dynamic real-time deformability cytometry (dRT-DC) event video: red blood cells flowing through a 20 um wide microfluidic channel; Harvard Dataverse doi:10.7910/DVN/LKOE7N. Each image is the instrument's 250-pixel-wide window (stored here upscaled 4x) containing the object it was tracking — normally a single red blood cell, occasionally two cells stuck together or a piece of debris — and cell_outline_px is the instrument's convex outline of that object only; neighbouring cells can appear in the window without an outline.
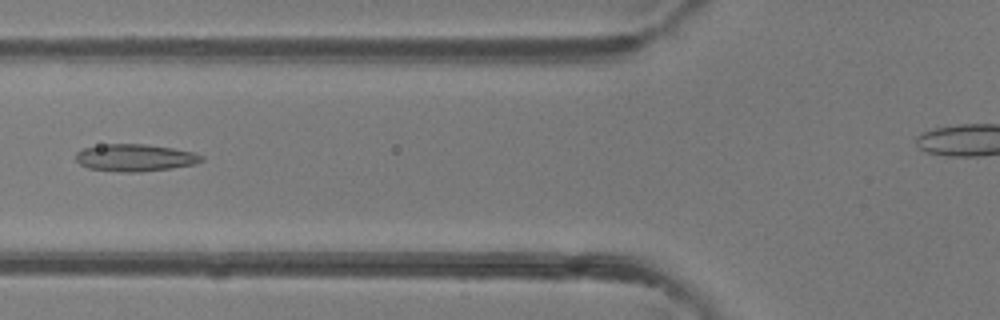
{"species": "common noctule bat (a hibernating species)", "species_latin": "Nyctalus noctula", "temperature_condition": "room temperature", "stored_images_in_passage": 31, "camera_frame_rate_fps": 3000, "um_per_image_px": 0.085, "animal": {"sex": "female"}, "frame": {"image": 1, "passage_image": 7, "time_ms": 2.0, "image_size_px": [1000, 320], "cell_outline_px": [[204, 160], [196, 164], [172, 168], [140, 172], [120, 172], [88, 168], [80, 164], [76, 160], [76, 152], [84, 148], [108, 144], [144, 144], [172, 148], [196, 152], [204, 156]], "centroid_in_image_um": [11.52, 13.41], "position_along_channel_um": 114.3, "area_um2": 20.0}}
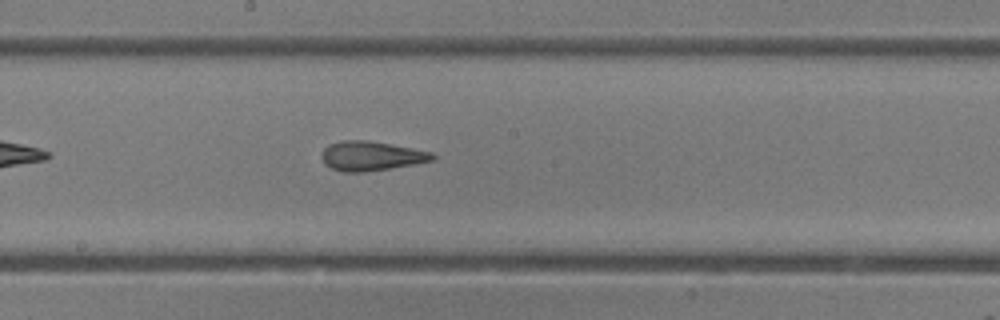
{"frame": {"image": 2, "passage_image": 14, "time_ms": 4.333, "image_size_px": [1000, 320], "cell_outline_px": [[436, 160], [416, 164], [364, 172], [344, 172], [332, 168], [324, 164], [320, 156], [324, 148], [328, 144], [340, 140], [364, 140], [388, 144], [432, 152], [436, 156]], "centroid_in_image_um": [31.53, 13.26], "position_along_channel_um": 216.7, "area_um2": 19.02}}
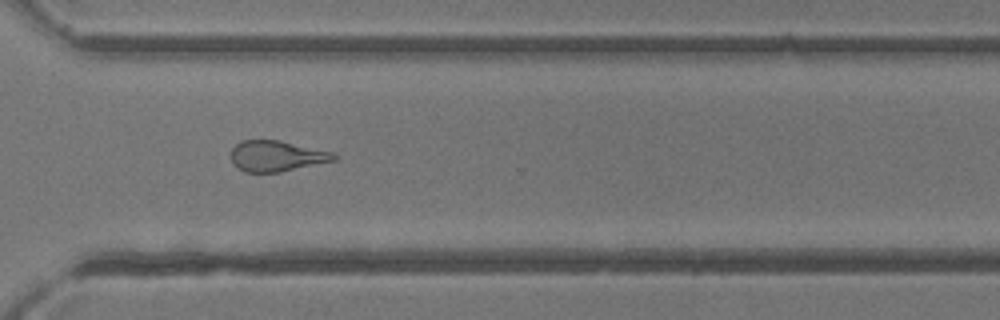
{"frame": {"image": 3, "passage_image": 23, "time_ms": 7.333, "image_size_px": [1000, 320], "cell_outline_px": [[336, 160], [280, 172], [244, 172], [232, 164], [232, 148], [240, 140], [280, 140], [332, 152], [336, 156]], "centroid_in_image_um": [23.48, 13.26], "position_along_channel_um": 347.1, "area_um2": 18.38}, "authors_computed_cell_mechanics": {"area_um2": 19.0162, "velocity_mm_per_s": 4.3685, "shape_relaxation_time_tau1_ms": null, "shape_relaxation_time_tau2_ms": 2.2223, "deformation_change_tau1": null, "deformation_change_tau2": 0.1129}}